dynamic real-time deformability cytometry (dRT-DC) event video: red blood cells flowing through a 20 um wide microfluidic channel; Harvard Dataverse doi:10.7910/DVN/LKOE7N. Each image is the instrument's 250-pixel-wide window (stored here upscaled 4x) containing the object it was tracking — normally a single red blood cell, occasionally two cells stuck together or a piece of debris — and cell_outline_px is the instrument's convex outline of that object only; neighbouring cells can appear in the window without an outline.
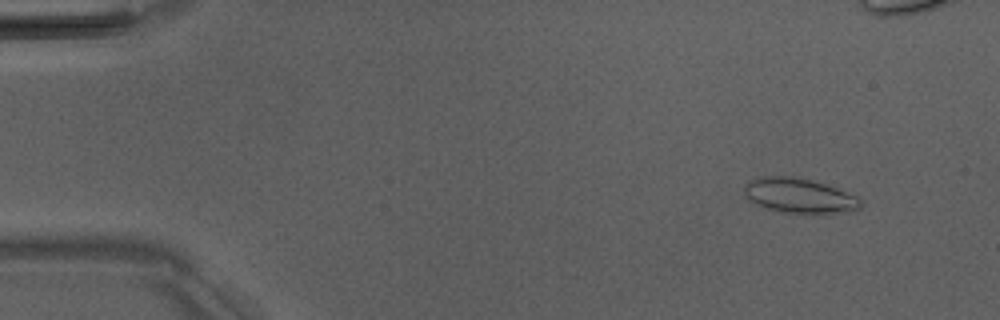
{"species": "Egyptian fruit bat (a non-hibernating species)", "species_latin": "Rousettus aegyptiacus", "temperature_condition": "room temperature", "stored_images_in_passage": 6, "camera_frame_rate_fps": 3000, "um_per_image_px": 0.085, "animal": {"sex": "male"}, "frame": {"image": 1, "passage_image": 1, "time_ms": 0.0, "image_size_px": [1000, 320], "cell_outline_px": [[864, 204], [860, 208], [848, 212], [816, 216], [784, 212], [752, 204], [748, 200], [744, 192], [744, 184], [752, 180], [764, 176], [792, 176], [824, 184], [860, 196], [864, 200]], "centroid_in_image_um": [68.02, 16.68], "position_along_channel_um": 17.0, "area_um2": 24.39}}